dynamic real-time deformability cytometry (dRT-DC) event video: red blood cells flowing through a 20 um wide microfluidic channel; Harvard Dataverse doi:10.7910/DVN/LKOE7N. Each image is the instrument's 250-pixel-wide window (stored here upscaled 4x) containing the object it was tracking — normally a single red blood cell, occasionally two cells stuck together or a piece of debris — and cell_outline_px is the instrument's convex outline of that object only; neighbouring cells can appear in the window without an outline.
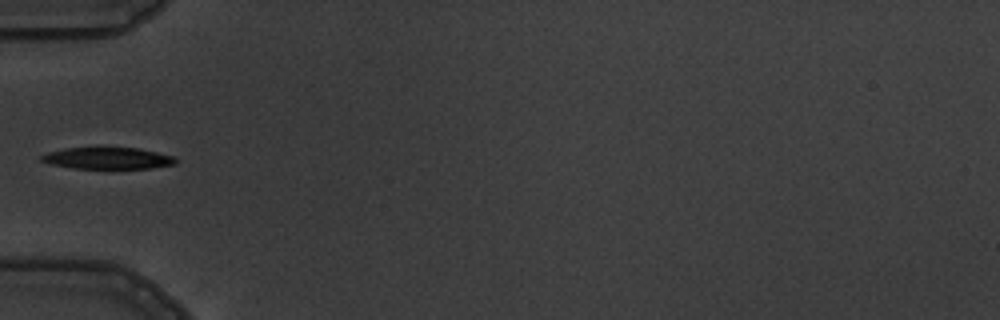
{"species": "common noctule bat (a hibernating species)", "species_latin": "Nyctalus noctula", "temperature_condition": "warm", "stored_images_in_passage": 6, "camera_frame_rate_fps": 3000, "um_per_image_px": 0.085, "animal": {"sex": "male", "body_mass_g": 19.5, "forearm_length_mm": 54.6}, "frame": {"image": 1, "passage_image": 6, "time_ms": 5.667, "image_size_px": [1000, 320], "cell_outline_px": [[176, 164], [148, 168], [72, 168], [52, 164], [40, 160], [40, 156], [48, 152], [64, 148], [140, 148], [172, 156], [176, 160]], "centroid_in_image_um": [9.13, 13.45], "position_along_channel_um": 75.9, "area_um2": 16.65}}